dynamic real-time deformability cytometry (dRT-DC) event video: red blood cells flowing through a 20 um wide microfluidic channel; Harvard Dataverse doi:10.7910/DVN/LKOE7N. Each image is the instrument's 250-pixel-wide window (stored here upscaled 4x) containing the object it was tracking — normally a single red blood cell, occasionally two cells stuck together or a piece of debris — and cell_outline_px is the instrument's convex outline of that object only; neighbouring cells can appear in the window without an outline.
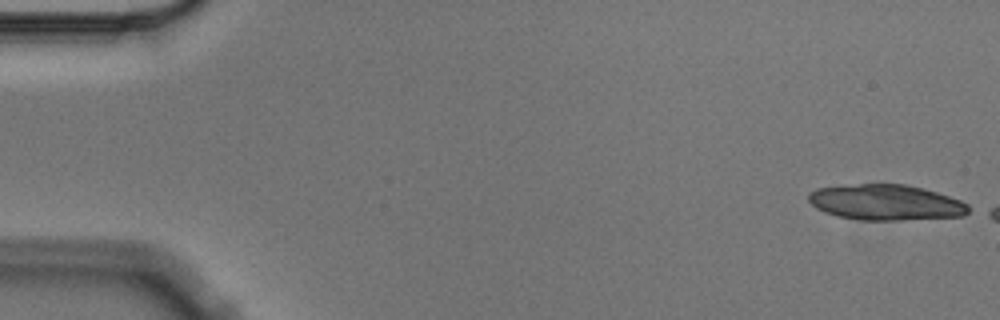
{"species": "Egyptian fruit bat (a non-hibernating species)", "species_latin": "Rousettus aegyptiacus", "temperature_condition": "cold", "stored_images_in_passage": 3, "camera_frame_rate_fps": 3000, "um_per_image_px": 0.085, "animal": {"sex": "male"}, "frame": {"image": 1, "passage_image": 1, "time_ms": 0.0, "image_size_px": [1000, 320], "cell_outline_px": [[972, 212], [964, 216], [900, 220], [860, 220], [836, 216], [824, 212], [816, 208], [808, 200], [808, 196], [816, 188], [860, 184], [904, 184], [924, 188], [960, 200], [968, 204]], "centroid_in_image_um": [75.33, 17.21], "position_along_channel_um": 9.7, "area_um2": 33.29}}